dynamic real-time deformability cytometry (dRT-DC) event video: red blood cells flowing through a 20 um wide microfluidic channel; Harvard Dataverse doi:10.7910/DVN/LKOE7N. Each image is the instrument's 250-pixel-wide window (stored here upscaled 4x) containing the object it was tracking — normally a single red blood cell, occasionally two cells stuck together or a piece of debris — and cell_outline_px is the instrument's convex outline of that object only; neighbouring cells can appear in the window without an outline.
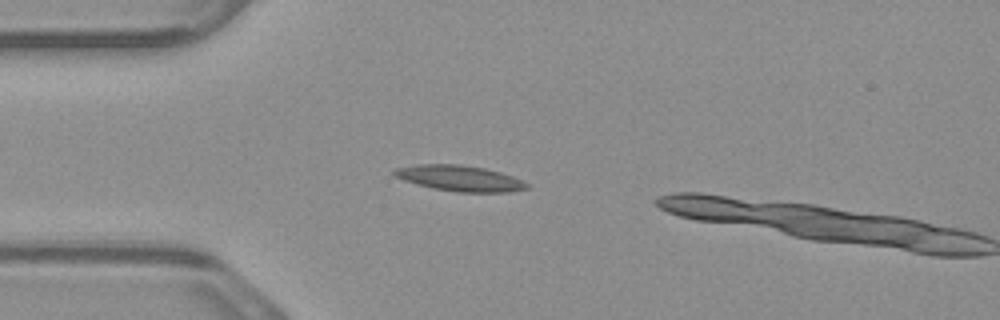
{"species": "common noctule bat (a hibernating species)", "species_latin": "Nyctalus noctula", "temperature_condition": "warm", "stored_images_in_passage": 11, "camera_frame_rate_fps": 3000, "um_per_image_px": 0.085, "animal": {"sex": "male", "body_mass_g": 23.1, "forearm_length_mm": 52.7}, "frame": {"image": 1, "passage_image": 10, "time_ms": 3.0, "image_size_px": [1000, 320], "cell_outline_px": [[528, 188], [508, 192], [456, 192], [432, 188], [416, 184], [392, 176], [392, 172], [396, 168], [416, 164], [460, 164], [484, 168], [500, 172], [512, 176], [528, 184]], "centroid_in_image_um": [39.02, 15.15], "position_along_channel_um": 46.0, "area_um2": 19.88}}